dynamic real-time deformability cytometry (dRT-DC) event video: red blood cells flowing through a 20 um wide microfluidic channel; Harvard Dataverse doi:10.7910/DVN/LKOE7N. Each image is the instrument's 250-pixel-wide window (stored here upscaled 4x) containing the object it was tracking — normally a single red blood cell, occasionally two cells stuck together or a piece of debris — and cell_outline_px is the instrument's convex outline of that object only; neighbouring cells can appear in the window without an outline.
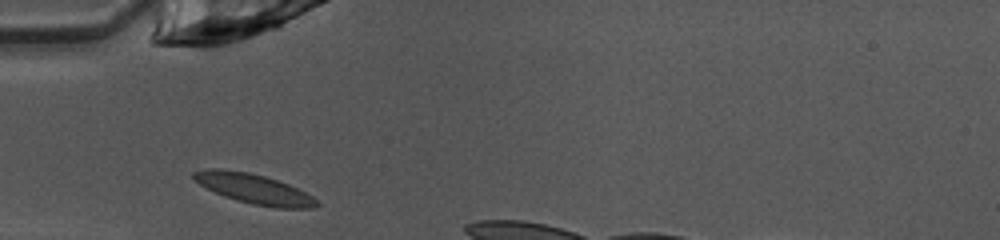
{"species": "common noctule bat (a hibernating species)", "species_latin": "Nyctalus noctula", "temperature_condition": "warm", "stored_images_in_passage": 4, "camera_frame_rate_fps": 3000, "um_per_image_px": 0.085, "animal": {"sex": "female", "body_mass_g": 10.0, "forearm_length_mm": 53.1}, "frame": {"image": 1, "passage_image": 1, "time_ms": 0.0, "image_size_px": [1000, 240], "cell_outline_px": [[320, 204], [312, 208], [276, 208], [252, 204], [236, 200], [224, 196], [200, 184], [192, 176], [192, 172], [208, 168], [220, 168], [248, 172], [264, 176], [288, 184], [312, 196]], "centroid_in_image_um": [21.58, 16.05], "position_along_channel_um": 63.4, "area_um2": 21.15}}